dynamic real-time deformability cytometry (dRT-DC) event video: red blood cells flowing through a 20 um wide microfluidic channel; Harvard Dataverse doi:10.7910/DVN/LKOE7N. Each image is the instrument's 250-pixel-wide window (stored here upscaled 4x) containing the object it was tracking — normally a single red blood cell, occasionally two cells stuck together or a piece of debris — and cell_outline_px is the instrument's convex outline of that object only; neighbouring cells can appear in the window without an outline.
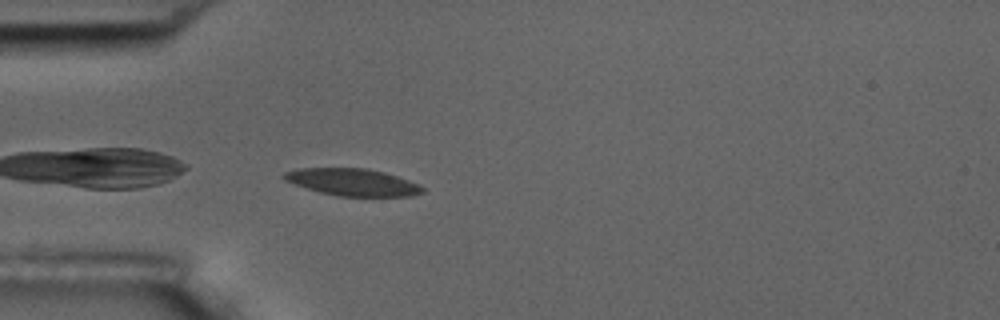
{"species": "common noctule bat (a hibernating species)", "species_latin": "Nyctalus noctula", "temperature_condition": "room temperature", "stored_images_in_passage": 4, "camera_frame_rate_fps": 3000, "um_per_image_px": 0.085, "animal": {"sex": "male", "body_mass_g": 17.5, "forearm_length_mm": 52.3}, "frame": {"image": 1, "passage_image": 4, "time_ms": 3.667, "image_size_px": [1000, 320], "cell_outline_px": [[424, 192], [412, 196], [340, 196], [320, 192], [284, 180], [280, 176], [284, 172], [300, 168], [364, 168], [384, 172], [420, 184], [424, 188]], "centroid_in_image_um": [29.98, 15.48], "position_along_channel_um": 55.0, "area_um2": 21.73}}